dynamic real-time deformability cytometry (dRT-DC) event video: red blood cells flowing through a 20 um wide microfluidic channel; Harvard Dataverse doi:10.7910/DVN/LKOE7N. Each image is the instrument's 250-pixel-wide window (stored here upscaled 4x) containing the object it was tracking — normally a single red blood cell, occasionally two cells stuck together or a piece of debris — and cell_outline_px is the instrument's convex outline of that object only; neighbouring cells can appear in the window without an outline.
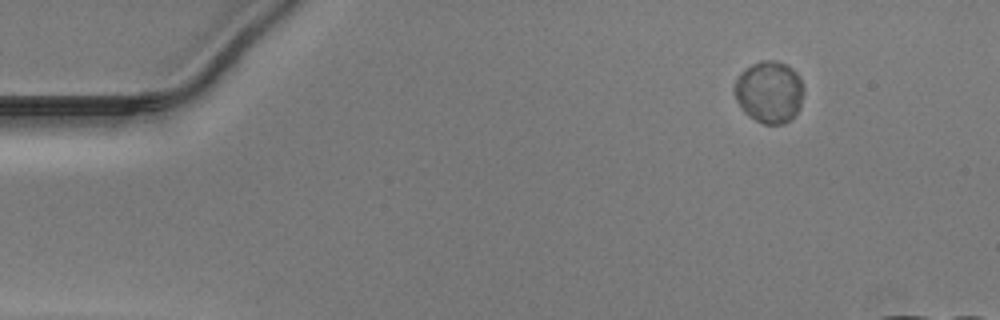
{"species": "Egyptian fruit bat (a non-hibernating species)", "species_latin": "Rousettus aegyptiacus", "temperature_condition": "warm", "stored_images_in_passage": 40, "camera_frame_rate_fps": 3000, "um_per_image_px": 0.085, "animal": {"sex": "male"}, "frame": {"image": 1, "passage_image": 3, "time_ms": 0.667, "image_size_px": [1000, 320], "cell_outline_px": [[804, 88], [800, 108], [784, 124], [764, 124], [748, 116], [744, 112], [736, 100], [732, 88], [740, 72], [744, 68], [760, 60], [776, 60], [788, 64], [800, 76]], "centroid_in_image_um": [65.37, 7.79], "position_along_channel_um": 19.6, "area_um2": 25.37}}
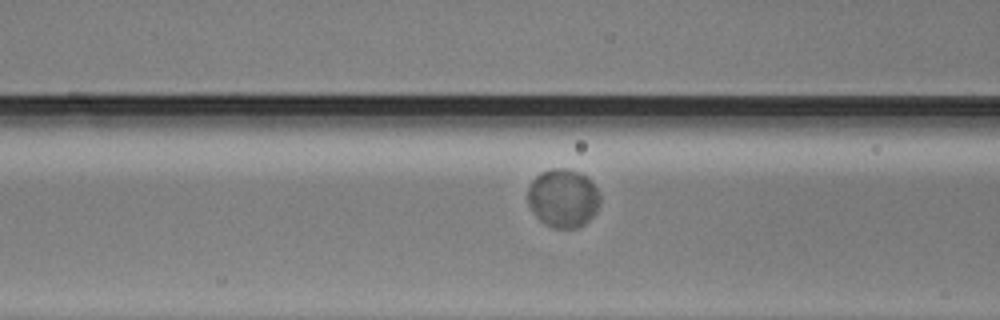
{"frame": {"image": 2, "passage_image": 18, "time_ms": 5.667, "image_size_px": [1000, 320], "cell_outline_px": [[600, 200], [596, 212], [584, 224], [576, 228], [556, 228], [540, 220], [536, 216], [528, 204], [528, 184], [540, 172], [552, 168], [564, 168], [580, 172], [596, 188], [600, 196]], "centroid_in_image_um": [47.84, 16.83], "position_along_channel_um": 118.8, "area_um2": 24.45}}
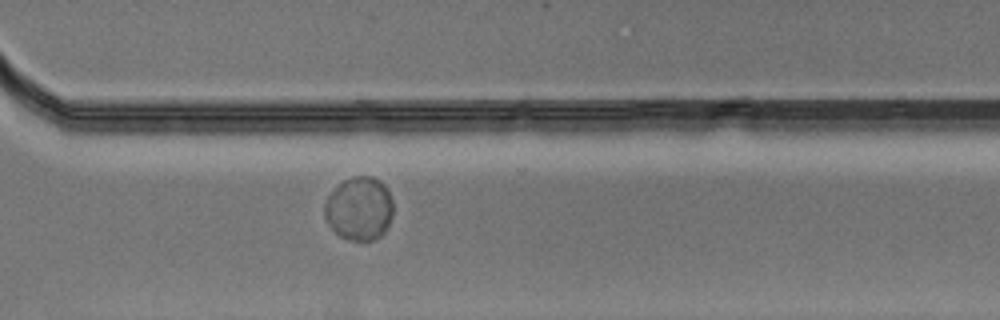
{"frame": {"image": 3, "passage_image": 35, "time_ms": 11.333, "image_size_px": [1000, 320], "cell_outline_px": [[392, 216], [384, 232], [380, 236], [372, 240], [352, 240], [340, 236], [324, 220], [324, 204], [328, 196], [344, 180], [352, 176], [372, 176], [380, 180], [388, 188], [392, 200]], "centroid_in_image_um": [30.54, 17.71], "position_along_channel_um": 340.1, "area_um2": 25.37}}